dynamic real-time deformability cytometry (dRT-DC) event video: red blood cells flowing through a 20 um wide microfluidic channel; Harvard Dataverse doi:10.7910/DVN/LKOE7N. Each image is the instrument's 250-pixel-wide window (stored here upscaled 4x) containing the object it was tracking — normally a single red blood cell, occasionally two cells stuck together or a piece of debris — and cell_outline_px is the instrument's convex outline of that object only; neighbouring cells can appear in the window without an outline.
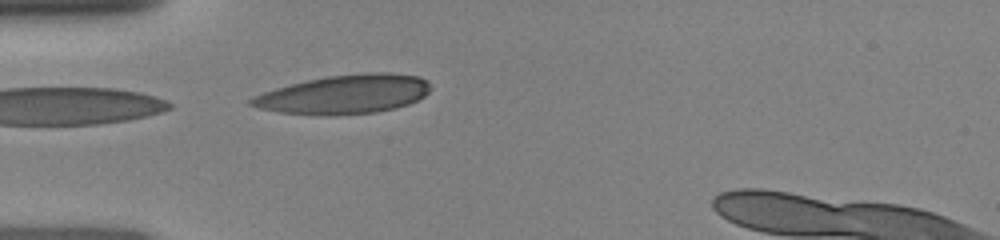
{"species": "human", "species_latin": "Homo sapiens", "temperature_condition": "room temperature", "stored_images_in_passage": 9, "camera_frame_rate_fps": 3000, "um_per_image_px": 0.085, "donor": {"sex": "female"}, "frame": {"image": 1, "passage_image": 5, "time_ms": 1.667, "image_size_px": [1000, 240], "cell_outline_px": [[428, 92], [424, 96], [408, 104], [396, 108], [376, 112], [336, 116], [320, 116], [280, 112], [260, 108], [248, 104], [248, 100], [252, 96], [276, 88], [308, 80], [328, 76], [368, 72], [388, 72], [420, 76], [428, 80]], "centroid_in_image_um": [29.26, 8.03], "position_along_channel_um": 55.7, "area_um2": 40.86}}